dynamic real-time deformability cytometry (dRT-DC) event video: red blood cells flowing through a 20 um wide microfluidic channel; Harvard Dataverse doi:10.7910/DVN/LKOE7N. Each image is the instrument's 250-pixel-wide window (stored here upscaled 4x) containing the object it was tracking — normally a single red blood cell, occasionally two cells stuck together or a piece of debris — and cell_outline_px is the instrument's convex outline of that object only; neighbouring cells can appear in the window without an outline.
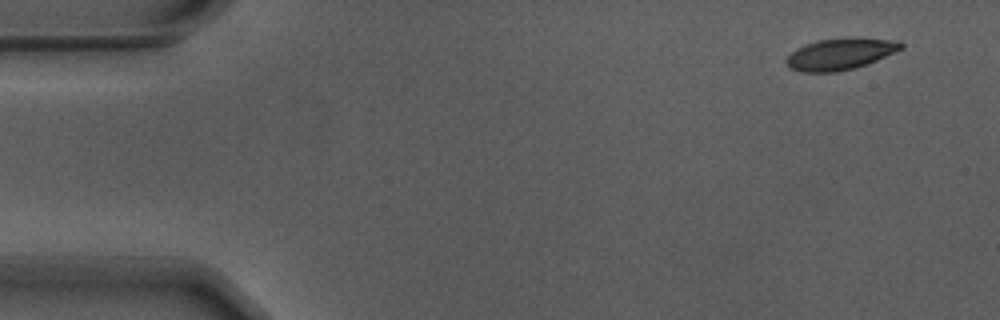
{"species": "Egyptian fruit bat (a non-hibernating species)", "species_latin": "Rousettus aegyptiacus", "temperature_condition": "warm", "stored_images_in_passage": 53, "camera_frame_rate_fps": 3000, "um_per_image_px": 0.085, "animal": {"sex": "male"}, "frame": {"image": 1, "passage_image": 1, "time_ms": 0.0, "image_size_px": [1000, 320], "cell_outline_px": [[904, 48], [868, 64], [836, 72], [800, 72], [788, 68], [784, 64], [784, 60], [796, 48], [816, 40], [852, 36], [856, 36], [900, 40], [904, 44]], "centroid_in_image_um": [71.44, 4.56], "position_along_channel_um": 13.6, "area_um2": 21.73}}
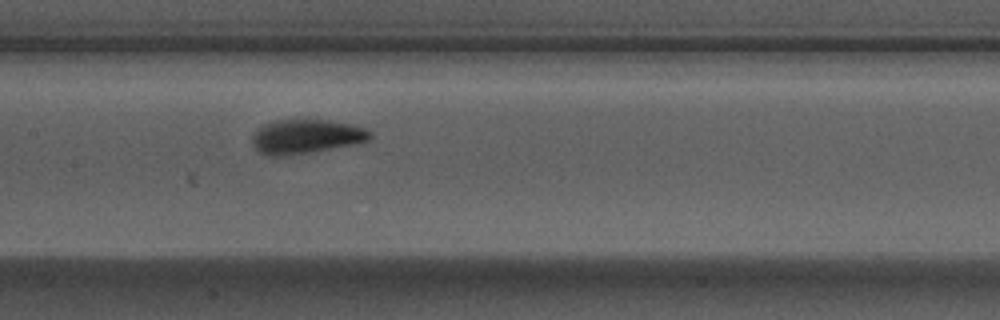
{"frame": {"image": 2, "passage_image": 24, "time_ms": 7.667, "image_size_px": [1000, 320], "cell_outline_px": [[372, 136], [368, 140], [352, 144], [312, 152], [280, 156], [268, 156], [260, 152], [252, 144], [252, 136], [256, 128], [264, 124], [276, 120], [296, 116], [328, 120], [356, 124], [372, 132]], "centroid_in_image_um": [25.99, 11.54], "position_along_channel_um": 181.4, "area_um2": 24.28}}
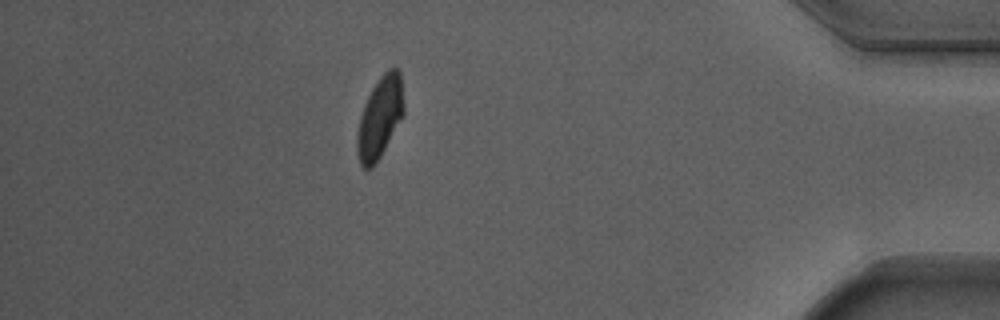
{"frame": {"image": 3, "passage_image": 46, "time_ms": 15.0, "image_size_px": [1000, 320], "cell_outline_px": [[404, 116], [380, 156], [372, 168], [364, 168], [360, 164], [356, 148], [356, 140], [360, 116], [364, 104], [372, 88], [380, 76], [388, 68], [396, 68], [400, 72], [404, 104]], "centroid_in_image_um": [32.29, 9.98], "position_along_channel_um": 402.9, "area_um2": 22.14}, "authors_computed_cell_mechanics": {"area_um2": 22.542, "velocity_mm_per_s": 3.6836, "shape_relaxation_time_tau1_ms": 2.7708, "shape_relaxation_time_tau2_ms": 1.1174, "deformation_change_tau1": 0.1276, "deformation_change_tau2": 0.0436}}